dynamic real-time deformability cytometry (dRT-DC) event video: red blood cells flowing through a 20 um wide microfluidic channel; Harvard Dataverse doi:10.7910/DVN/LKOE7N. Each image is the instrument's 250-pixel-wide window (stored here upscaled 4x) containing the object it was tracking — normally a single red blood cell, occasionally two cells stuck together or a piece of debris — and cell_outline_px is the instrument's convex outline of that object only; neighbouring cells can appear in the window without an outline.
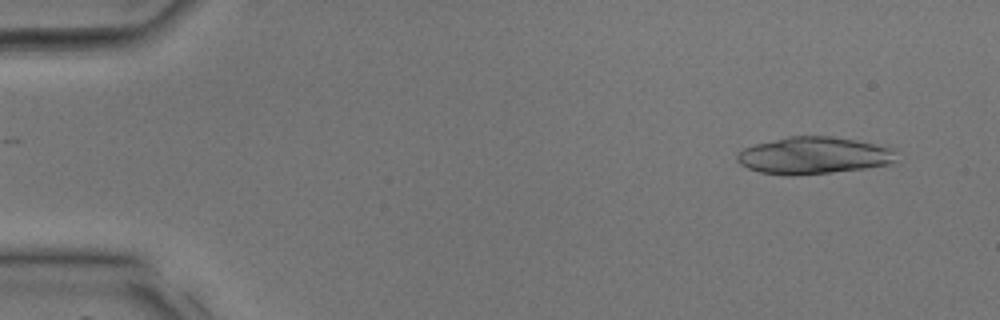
{"species": "common noctule bat (a hibernating species)", "species_latin": "Nyctalus noctula", "temperature_condition": "room temperature", "stored_images_in_passage": 35, "segment_of_instrument_passage": [1, 2], "camera_frame_rate_fps": 3000, "um_per_image_px": 0.085, "animal": {"sex": "male", "body_mass_g": 17.9, "forearm_length_mm": 54.2}, "frame": {"image": 1, "passage_image": 1, "time_ms": 0.0, "image_size_px": [1000, 320], "cell_outline_px": [[896, 148], [892, 164], [864, 168], [792, 176], [760, 172], [748, 168], [740, 164], [736, 160], [736, 156], [744, 148], [756, 144], [788, 136], [828, 136], [856, 140]], "centroid_in_image_um": [69.16, 13.21], "position_along_channel_um": 15.8, "area_um2": 34.16}}